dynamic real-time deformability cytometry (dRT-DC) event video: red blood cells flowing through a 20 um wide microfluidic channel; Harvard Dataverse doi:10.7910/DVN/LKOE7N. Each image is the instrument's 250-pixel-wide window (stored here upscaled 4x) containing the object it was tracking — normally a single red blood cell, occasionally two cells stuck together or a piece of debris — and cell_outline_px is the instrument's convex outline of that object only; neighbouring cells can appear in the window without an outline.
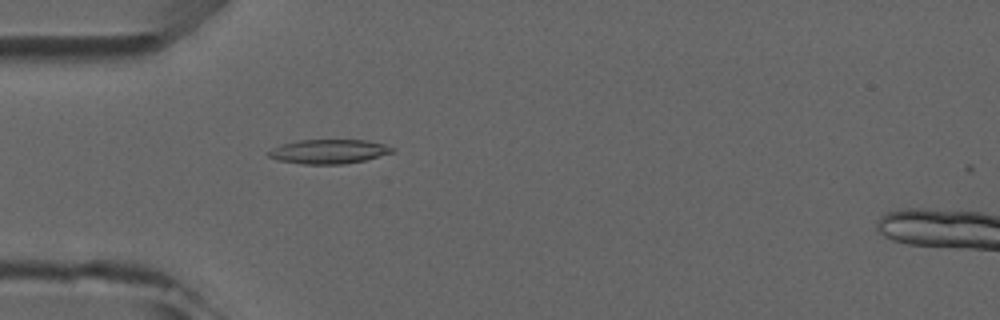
{"species": "common noctule bat (a hibernating species)", "species_latin": "Nyctalus noctula", "temperature_condition": "room temperature", "stored_images_in_passage": 5, "camera_frame_rate_fps": 3000, "um_per_image_px": 0.085, "animal": {"sex": "male", "forearm_length_mm": 52.5}, "frame": {"image": 1, "passage_image": 4, "time_ms": 3.667, "image_size_px": [1000, 320], "cell_outline_px": [[396, 152], [364, 160], [344, 164], [304, 164], [280, 160], [268, 156], [268, 152], [284, 144], [300, 140], [368, 140], [384, 144], [396, 148]], "centroid_in_image_um": [28.05, 12.88], "position_along_channel_um": 56.9, "area_um2": 17.28}}